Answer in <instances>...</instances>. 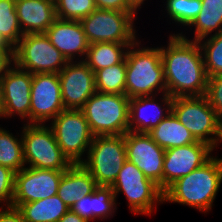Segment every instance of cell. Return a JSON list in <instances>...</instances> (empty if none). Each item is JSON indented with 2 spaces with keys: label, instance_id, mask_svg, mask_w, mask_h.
Returning a JSON list of instances; mask_svg holds the SVG:
<instances>
[{
  "label": "cell",
  "instance_id": "cell-1",
  "mask_svg": "<svg viewBox=\"0 0 222 222\" xmlns=\"http://www.w3.org/2000/svg\"><path fill=\"white\" fill-rule=\"evenodd\" d=\"M160 47L167 93L175 97L204 96L208 76L200 45L181 33L170 35Z\"/></svg>",
  "mask_w": 222,
  "mask_h": 222
},
{
  "label": "cell",
  "instance_id": "cell-2",
  "mask_svg": "<svg viewBox=\"0 0 222 222\" xmlns=\"http://www.w3.org/2000/svg\"><path fill=\"white\" fill-rule=\"evenodd\" d=\"M222 182V158L212 157L188 175L176 180L164 191V202L179 203L208 212Z\"/></svg>",
  "mask_w": 222,
  "mask_h": 222
},
{
  "label": "cell",
  "instance_id": "cell-3",
  "mask_svg": "<svg viewBox=\"0 0 222 222\" xmlns=\"http://www.w3.org/2000/svg\"><path fill=\"white\" fill-rule=\"evenodd\" d=\"M140 43L135 42L126 52L125 95L133 98L167 93L160 48H140Z\"/></svg>",
  "mask_w": 222,
  "mask_h": 222
},
{
  "label": "cell",
  "instance_id": "cell-4",
  "mask_svg": "<svg viewBox=\"0 0 222 222\" xmlns=\"http://www.w3.org/2000/svg\"><path fill=\"white\" fill-rule=\"evenodd\" d=\"M94 136L125 135L129 131V98L95 92L81 109Z\"/></svg>",
  "mask_w": 222,
  "mask_h": 222
},
{
  "label": "cell",
  "instance_id": "cell-5",
  "mask_svg": "<svg viewBox=\"0 0 222 222\" xmlns=\"http://www.w3.org/2000/svg\"><path fill=\"white\" fill-rule=\"evenodd\" d=\"M171 111L197 141L207 143L214 149L221 143L222 122L205 95L175 97Z\"/></svg>",
  "mask_w": 222,
  "mask_h": 222
},
{
  "label": "cell",
  "instance_id": "cell-6",
  "mask_svg": "<svg viewBox=\"0 0 222 222\" xmlns=\"http://www.w3.org/2000/svg\"><path fill=\"white\" fill-rule=\"evenodd\" d=\"M81 165L97 186H111L127 160L124 135L94 136Z\"/></svg>",
  "mask_w": 222,
  "mask_h": 222
},
{
  "label": "cell",
  "instance_id": "cell-7",
  "mask_svg": "<svg viewBox=\"0 0 222 222\" xmlns=\"http://www.w3.org/2000/svg\"><path fill=\"white\" fill-rule=\"evenodd\" d=\"M134 11H116L95 9L80 20L89 44L92 43H123L134 44L137 34L134 29Z\"/></svg>",
  "mask_w": 222,
  "mask_h": 222
},
{
  "label": "cell",
  "instance_id": "cell-8",
  "mask_svg": "<svg viewBox=\"0 0 222 222\" xmlns=\"http://www.w3.org/2000/svg\"><path fill=\"white\" fill-rule=\"evenodd\" d=\"M21 136L24 161L28 167L65 171L72 165L47 125L24 124Z\"/></svg>",
  "mask_w": 222,
  "mask_h": 222
},
{
  "label": "cell",
  "instance_id": "cell-9",
  "mask_svg": "<svg viewBox=\"0 0 222 222\" xmlns=\"http://www.w3.org/2000/svg\"><path fill=\"white\" fill-rule=\"evenodd\" d=\"M115 198L124 193L130 211L135 214L151 215L156 203L164 202V192L154 181L147 178L137 166L126 160L111 185Z\"/></svg>",
  "mask_w": 222,
  "mask_h": 222
},
{
  "label": "cell",
  "instance_id": "cell-10",
  "mask_svg": "<svg viewBox=\"0 0 222 222\" xmlns=\"http://www.w3.org/2000/svg\"><path fill=\"white\" fill-rule=\"evenodd\" d=\"M13 59L32 74L59 73L69 62L45 33L25 34L13 48Z\"/></svg>",
  "mask_w": 222,
  "mask_h": 222
},
{
  "label": "cell",
  "instance_id": "cell-11",
  "mask_svg": "<svg viewBox=\"0 0 222 222\" xmlns=\"http://www.w3.org/2000/svg\"><path fill=\"white\" fill-rule=\"evenodd\" d=\"M50 123V128L63 154L72 164H81L93 141L89 124L82 110L65 109ZM85 152V153H84Z\"/></svg>",
  "mask_w": 222,
  "mask_h": 222
},
{
  "label": "cell",
  "instance_id": "cell-12",
  "mask_svg": "<svg viewBox=\"0 0 222 222\" xmlns=\"http://www.w3.org/2000/svg\"><path fill=\"white\" fill-rule=\"evenodd\" d=\"M32 76V73L13 63L0 78V118H10L18 114L22 120L27 118L26 123L30 124Z\"/></svg>",
  "mask_w": 222,
  "mask_h": 222
},
{
  "label": "cell",
  "instance_id": "cell-13",
  "mask_svg": "<svg viewBox=\"0 0 222 222\" xmlns=\"http://www.w3.org/2000/svg\"><path fill=\"white\" fill-rule=\"evenodd\" d=\"M64 171L24 167L15 173L12 207L57 195Z\"/></svg>",
  "mask_w": 222,
  "mask_h": 222
},
{
  "label": "cell",
  "instance_id": "cell-14",
  "mask_svg": "<svg viewBox=\"0 0 222 222\" xmlns=\"http://www.w3.org/2000/svg\"><path fill=\"white\" fill-rule=\"evenodd\" d=\"M65 107L61 98L58 73H37L32 76L30 124L53 120Z\"/></svg>",
  "mask_w": 222,
  "mask_h": 222
},
{
  "label": "cell",
  "instance_id": "cell-15",
  "mask_svg": "<svg viewBox=\"0 0 222 222\" xmlns=\"http://www.w3.org/2000/svg\"><path fill=\"white\" fill-rule=\"evenodd\" d=\"M127 160L134 163L144 175L163 191V164L165 150L147 133L128 131L124 135Z\"/></svg>",
  "mask_w": 222,
  "mask_h": 222
},
{
  "label": "cell",
  "instance_id": "cell-16",
  "mask_svg": "<svg viewBox=\"0 0 222 222\" xmlns=\"http://www.w3.org/2000/svg\"><path fill=\"white\" fill-rule=\"evenodd\" d=\"M65 109L81 110L96 92L95 73L83 61H69L58 73Z\"/></svg>",
  "mask_w": 222,
  "mask_h": 222
},
{
  "label": "cell",
  "instance_id": "cell-17",
  "mask_svg": "<svg viewBox=\"0 0 222 222\" xmlns=\"http://www.w3.org/2000/svg\"><path fill=\"white\" fill-rule=\"evenodd\" d=\"M214 148L197 141L185 146L166 149L163 164V192L176 180L200 168L213 156Z\"/></svg>",
  "mask_w": 222,
  "mask_h": 222
},
{
  "label": "cell",
  "instance_id": "cell-18",
  "mask_svg": "<svg viewBox=\"0 0 222 222\" xmlns=\"http://www.w3.org/2000/svg\"><path fill=\"white\" fill-rule=\"evenodd\" d=\"M162 96V104L157 103L155 95L129 98V131L148 133L172 112L173 97L168 93H163Z\"/></svg>",
  "mask_w": 222,
  "mask_h": 222
},
{
  "label": "cell",
  "instance_id": "cell-19",
  "mask_svg": "<svg viewBox=\"0 0 222 222\" xmlns=\"http://www.w3.org/2000/svg\"><path fill=\"white\" fill-rule=\"evenodd\" d=\"M45 34L68 61H74L77 55L83 61L86 58L89 43L80 21L56 18Z\"/></svg>",
  "mask_w": 222,
  "mask_h": 222
},
{
  "label": "cell",
  "instance_id": "cell-20",
  "mask_svg": "<svg viewBox=\"0 0 222 222\" xmlns=\"http://www.w3.org/2000/svg\"><path fill=\"white\" fill-rule=\"evenodd\" d=\"M23 35L45 33L56 17L54 0H15Z\"/></svg>",
  "mask_w": 222,
  "mask_h": 222
},
{
  "label": "cell",
  "instance_id": "cell-21",
  "mask_svg": "<svg viewBox=\"0 0 222 222\" xmlns=\"http://www.w3.org/2000/svg\"><path fill=\"white\" fill-rule=\"evenodd\" d=\"M96 187L95 179L81 164H72L62 175L57 195L70 208L82 196L92 194Z\"/></svg>",
  "mask_w": 222,
  "mask_h": 222
},
{
  "label": "cell",
  "instance_id": "cell-22",
  "mask_svg": "<svg viewBox=\"0 0 222 222\" xmlns=\"http://www.w3.org/2000/svg\"><path fill=\"white\" fill-rule=\"evenodd\" d=\"M116 201L111 186H97L92 194L82 196L76 201L70 210L89 222L97 218L102 220L112 216L114 210H117Z\"/></svg>",
  "mask_w": 222,
  "mask_h": 222
},
{
  "label": "cell",
  "instance_id": "cell-23",
  "mask_svg": "<svg viewBox=\"0 0 222 222\" xmlns=\"http://www.w3.org/2000/svg\"><path fill=\"white\" fill-rule=\"evenodd\" d=\"M147 134L164 150L197 142L191 132L179 122L173 112Z\"/></svg>",
  "mask_w": 222,
  "mask_h": 222
},
{
  "label": "cell",
  "instance_id": "cell-24",
  "mask_svg": "<svg viewBox=\"0 0 222 222\" xmlns=\"http://www.w3.org/2000/svg\"><path fill=\"white\" fill-rule=\"evenodd\" d=\"M17 209L25 222H58L70 208L58 195H54L21 204Z\"/></svg>",
  "mask_w": 222,
  "mask_h": 222
},
{
  "label": "cell",
  "instance_id": "cell-25",
  "mask_svg": "<svg viewBox=\"0 0 222 222\" xmlns=\"http://www.w3.org/2000/svg\"><path fill=\"white\" fill-rule=\"evenodd\" d=\"M131 45L115 42L89 44L84 62L95 73L100 69L121 63Z\"/></svg>",
  "mask_w": 222,
  "mask_h": 222
},
{
  "label": "cell",
  "instance_id": "cell-26",
  "mask_svg": "<svg viewBox=\"0 0 222 222\" xmlns=\"http://www.w3.org/2000/svg\"><path fill=\"white\" fill-rule=\"evenodd\" d=\"M194 27L195 35L191 41H200L201 39L212 35V31L217 34L222 31V0H202V10L189 25Z\"/></svg>",
  "mask_w": 222,
  "mask_h": 222
},
{
  "label": "cell",
  "instance_id": "cell-27",
  "mask_svg": "<svg viewBox=\"0 0 222 222\" xmlns=\"http://www.w3.org/2000/svg\"><path fill=\"white\" fill-rule=\"evenodd\" d=\"M126 59L121 63L95 72L96 91L108 94H125Z\"/></svg>",
  "mask_w": 222,
  "mask_h": 222
},
{
  "label": "cell",
  "instance_id": "cell-28",
  "mask_svg": "<svg viewBox=\"0 0 222 222\" xmlns=\"http://www.w3.org/2000/svg\"><path fill=\"white\" fill-rule=\"evenodd\" d=\"M9 131L0 127V165L15 173L25 167L22 136L18 139Z\"/></svg>",
  "mask_w": 222,
  "mask_h": 222
},
{
  "label": "cell",
  "instance_id": "cell-29",
  "mask_svg": "<svg viewBox=\"0 0 222 222\" xmlns=\"http://www.w3.org/2000/svg\"><path fill=\"white\" fill-rule=\"evenodd\" d=\"M0 36L12 48L24 36L15 9V0H0Z\"/></svg>",
  "mask_w": 222,
  "mask_h": 222
},
{
  "label": "cell",
  "instance_id": "cell-30",
  "mask_svg": "<svg viewBox=\"0 0 222 222\" xmlns=\"http://www.w3.org/2000/svg\"><path fill=\"white\" fill-rule=\"evenodd\" d=\"M198 41L208 77L222 74V31Z\"/></svg>",
  "mask_w": 222,
  "mask_h": 222
},
{
  "label": "cell",
  "instance_id": "cell-31",
  "mask_svg": "<svg viewBox=\"0 0 222 222\" xmlns=\"http://www.w3.org/2000/svg\"><path fill=\"white\" fill-rule=\"evenodd\" d=\"M165 8L171 20L187 27L202 10V0H166Z\"/></svg>",
  "mask_w": 222,
  "mask_h": 222
},
{
  "label": "cell",
  "instance_id": "cell-32",
  "mask_svg": "<svg viewBox=\"0 0 222 222\" xmlns=\"http://www.w3.org/2000/svg\"><path fill=\"white\" fill-rule=\"evenodd\" d=\"M56 17L80 21L96 9L94 0H54Z\"/></svg>",
  "mask_w": 222,
  "mask_h": 222
},
{
  "label": "cell",
  "instance_id": "cell-33",
  "mask_svg": "<svg viewBox=\"0 0 222 222\" xmlns=\"http://www.w3.org/2000/svg\"><path fill=\"white\" fill-rule=\"evenodd\" d=\"M205 96L222 122V74L208 77Z\"/></svg>",
  "mask_w": 222,
  "mask_h": 222
},
{
  "label": "cell",
  "instance_id": "cell-34",
  "mask_svg": "<svg viewBox=\"0 0 222 222\" xmlns=\"http://www.w3.org/2000/svg\"><path fill=\"white\" fill-rule=\"evenodd\" d=\"M15 172L0 165V203L11 206L13 202ZM6 201V202H5ZM5 202V203H4Z\"/></svg>",
  "mask_w": 222,
  "mask_h": 222
},
{
  "label": "cell",
  "instance_id": "cell-35",
  "mask_svg": "<svg viewBox=\"0 0 222 222\" xmlns=\"http://www.w3.org/2000/svg\"><path fill=\"white\" fill-rule=\"evenodd\" d=\"M97 9L133 11L125 0H94Z\"/></svg>",
  "mask_w": 222,
  "mask_h": 222
},
{
  "label": "cell",
  "instance_id": "cell-36",
  "mask_svg": "<svg viewBox=\"0 0 222 222\" xmlns=\"http://www.w3.org/2000/svg\"><path fill=\"white\" fill-rule=\"evenodd\" d=\"M0 207V222H25L21 212L12 206Z\"/></svg>",
  "mask_w": 222,
  "mask_h": 222
},
{
  "label": "cell",
  "instance_id": "cell-37",
  "mask_svg": "<svg viewBox=\"0 0 222 222\" xmlns=\"http://www.w3.org/2000/svg\"><path fill=\"white\" fill-rule=\"evenodd\" d=\"M13 63V48L0 47V78L5 74V72Z\"/></svg>",
  "mask_w": 222,
  "mask_h": 222
},
{
  "label": "cell",
  "instance_id": "cell-38",
  "mask_svg": "<svg viewBox=\"0 0 222 222\" xmlns=\"http://www.w3.org/2000/svg\"><path fill=\"white\" fill-rule=\"evenodd\" d=\"M58 222H89L86 219L79 216L77 213L72 212L70 209L67 213L61 217Z\"/></svg>",
  "mask_w": 222,
  "mask_h": 222
},
{
  "label": "cell",
  "instance_id": "cell-39",
  "mask_svg": "<svg viewBox=\"0 0 222 222\" xmlns=\"http://www.w3.org/2000/svg\"><path fill=\"white\" fill-rule=\"evenodd\" d=\"M127 5L136 13L138 8L140 9L141 5L145 0H125Z\"/></svg>",
  "mask_w": 222,
  "mask_h": 222
},
{
  "label": "cell",
  "instance_id": "cell-40",
  "mask_svg": "<svg viewBox=\"0 0 222 222\" xmlns=\"http://www.w3.org/2000/svg\"><path fill=\"white\" fill-rule=\"evenodd\" d=\"M0 47H11V46H9L0 36Z\"/></svg>",
  "mask_w": 222,
  "mask_h": 222
},
{
  "label": "cell",
  "instance_id": "cell-41",
  "mask_svg": "<svg viewBox=\"0 0 222 222\" xmlns=\"http://www.w3.org/2000/svg\"><path fill=\"white\" fill-rule=\"evenodd\" d=\"M0 108H1V82H0Z\"/></svg>",
  "mask_w": 222,
  "mask_h": 222
}]
</instances>
